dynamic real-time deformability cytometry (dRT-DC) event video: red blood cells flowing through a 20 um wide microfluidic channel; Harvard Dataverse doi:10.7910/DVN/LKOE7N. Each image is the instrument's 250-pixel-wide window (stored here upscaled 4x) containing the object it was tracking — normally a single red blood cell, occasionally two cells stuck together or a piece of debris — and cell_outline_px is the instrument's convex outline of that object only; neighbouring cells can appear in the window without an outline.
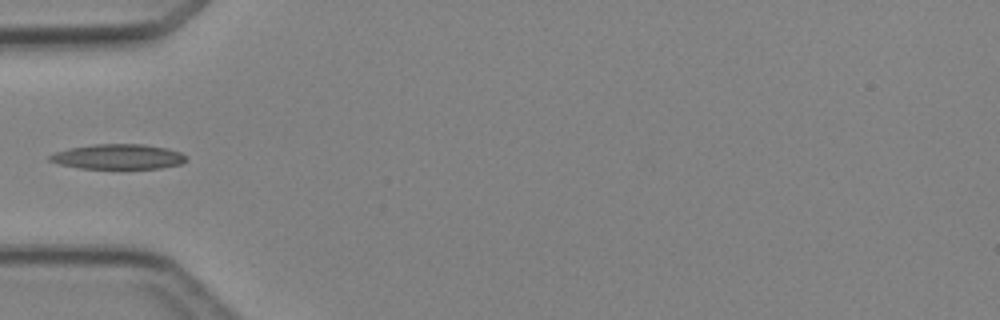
{"species": "Egyptian fruit bat (a non-hibernating species)", "species_latin": "Rousettus aegyptiacus", "temperature_condition": "cold", "stored_images_in_passage": 5, "segment_of_instrument_passage": [2, 2], "camera_frame_rate_fps": 3000, "um_per_image_px": 0.085, "animal": {"sex": "female"}, "frame": {"image": 1, "passage_image": 5, "time_ms": 5.333, "image_size_px": [1000, 320], "cell_outline_px": [[188, 160], [184, 164], [160, 168], [80, 168], [60, 164], [48, 160], [48, 156], [56, 152], [68, 148], [92, 144], [144, 144], [164, 148], [180, 152], [188, 156]], "centroid_in_image_um": [10.08, 13.31], "position_along_channel_um": 74.9, "area_um2": 19.94}}